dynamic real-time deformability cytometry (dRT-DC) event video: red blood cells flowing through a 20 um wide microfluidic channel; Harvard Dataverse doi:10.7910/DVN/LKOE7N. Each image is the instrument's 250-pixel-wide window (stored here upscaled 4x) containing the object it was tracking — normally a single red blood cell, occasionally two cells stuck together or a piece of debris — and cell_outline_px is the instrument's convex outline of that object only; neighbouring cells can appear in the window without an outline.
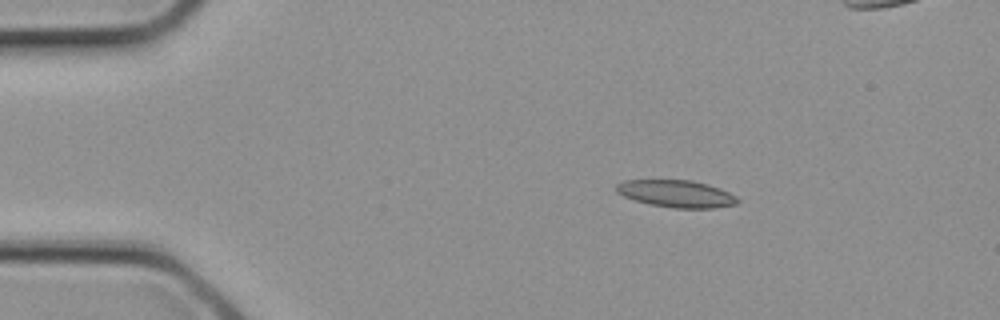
{"species": "common noctule bat (a hibernating species)", "species_latin": "Nyctalus noctula", "temperature_condition": "cold", "stored_images_in_passage": 4, "camera_frame_rate_fps": 3000, "um_per_image_px": 0.085, "animal": {"sex": "female", "body_mass_g": 21.9}, "frame": {"image": 1, "passage_image": 2, "time_ms": 0.333, "image_size_px": [1000, 320], "cell_outline_px": [[740, 200], [736, 204], [716, 208], [672, 208], [648, 204], [624, 196], [616, 192], [616, 184], [624, 180], [692, 180], [708, 184], [720, 188], [736, 196]], "centroid_in_image_um": [57.5, 16.47], "position_along_channel_um": 27.5, "area_um2": 19.31}}
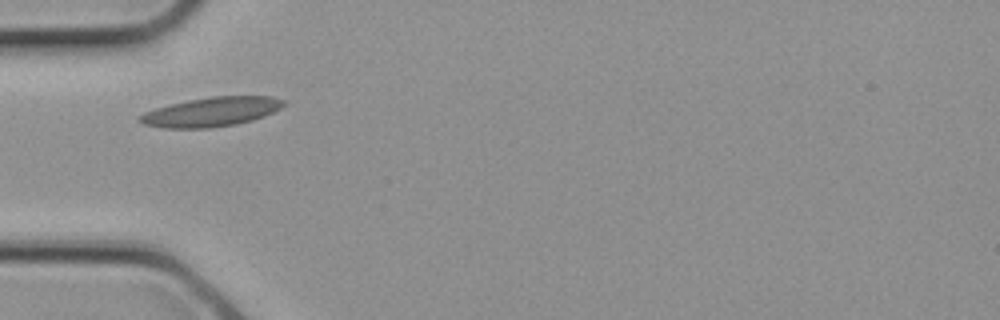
{"frame": {"image": 2, "passage_image": 4, "time_ms": 1.0, "image_size_px": [1000, 320], "cell_outline_px": [[288, 104], [264, 116], [252, 120], [236, 124], [208, 128], [164, 128], [144, 124], [136, 120], [144, 112], [168, 104], [188, 100], [212, 96], [272, 96], [288, 100]], "centroid_in_image_um": [17.99, 9.5], "position_along_channel_um": 67.0, "area_um2": 24.74}}